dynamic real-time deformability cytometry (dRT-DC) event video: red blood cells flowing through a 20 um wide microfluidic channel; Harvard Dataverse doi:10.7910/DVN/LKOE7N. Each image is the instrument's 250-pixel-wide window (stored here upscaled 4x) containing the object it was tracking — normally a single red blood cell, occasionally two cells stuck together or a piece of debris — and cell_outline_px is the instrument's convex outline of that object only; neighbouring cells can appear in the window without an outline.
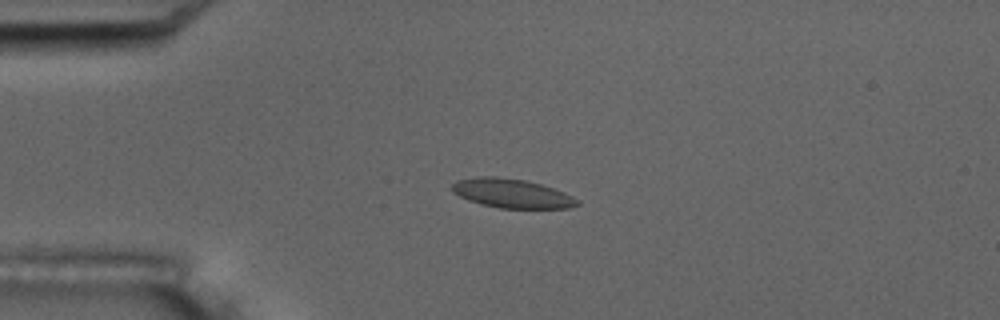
{"species": "common noctule bat (a hibernating species)", "species_latin": "Nyctalus noctula", "temperature_condition": "room temperature", "stored_images_in_passage": 4, "camera_frame_rate_fps": 3000, "um_per_image_px": 0.085, "animal": {"sex": "male", "body_mass_g": 17.5, "forearm_length_mm": 52.3}, "frame": {"image": 1, "passage_image": 3, "time_ms": 3.333, "image_size_px": [1000, 320], "cell_outline_px": [[580, 204], [568, 208], [500, 208], [480, 204], [468, 200], [452, 192], [452, 184], [456, 180], [480, 176], [496, 176], [524, 180], [540, 184], [564, 192], [580, 200]], "centroid_in_image_um": [43.49, 16.44], "position_along_channel_um": 41.5, "area_um2": 21.21}}